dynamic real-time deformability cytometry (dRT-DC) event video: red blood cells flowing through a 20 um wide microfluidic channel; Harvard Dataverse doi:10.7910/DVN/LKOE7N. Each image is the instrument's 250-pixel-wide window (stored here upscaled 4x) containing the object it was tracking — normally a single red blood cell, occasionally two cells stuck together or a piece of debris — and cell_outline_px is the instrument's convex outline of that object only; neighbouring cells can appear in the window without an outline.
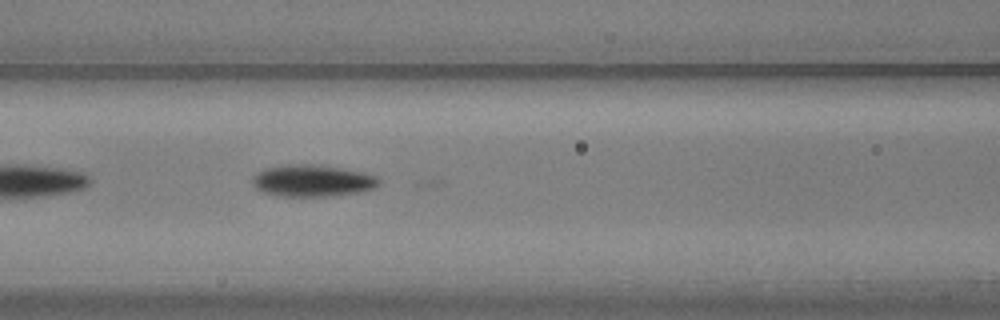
{"species": "common noctule bat (a hibernating species)", "species_latin": "Nyctalus noctula", "temperature_condition": "warm", "stored_images_in_passage": 36, "camera_frame_rate_fps": 3000, "um_per_image_px": 0.085, "animal": {"sex": "male", "body_mass_g": 20.5, "forearm_length_mm": 52.5}, "frame": {"image": 1, "passage_image": 22, "time_ms": 7.0, "image_size_px": [1000, 320], "cell_outline_px": [[380, 184], [376, 188], [360, 192], [332, 196], [284, 196], [264, 192], [256, 188], [252, 184], [252, 176], [256, 172], [264, 168], [288, 164], [316, 164], [364, 172], [380, 176]], "centroid_in_image_um": [26.59, 15.35], "position_along_channel_um": 140.0, "area_um2": 23.76}}
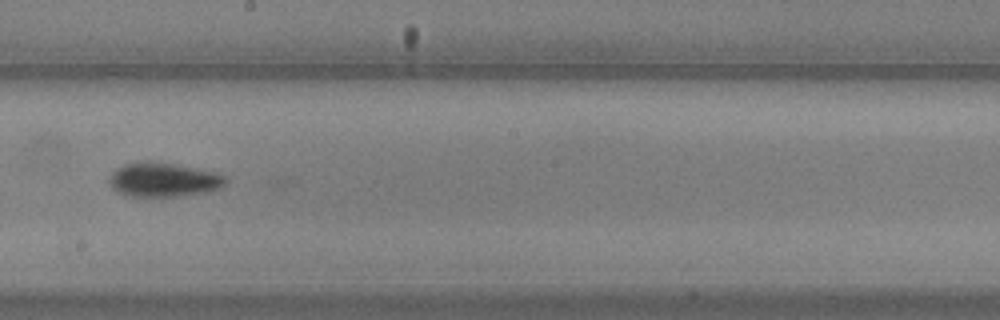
{"frame": {"image": 2, "passage_image": 29, "time_ms": 9.333, "image_size_px": [1000, 320], "cell_outline_px": [[228, 180], [220, 188], [208, 192], [176, 196], [132, 196], [120, 192], [112, 188], [108, 180], [108, 176], [116, 168], [124, 164], [144, 160], [148, 160], [176, 164], [216, 172], [228, 176]], "centroid_in_image_um": [13.91, 15.25], "position_along_channel_um": 234.3, "area_um2": 23.41}}
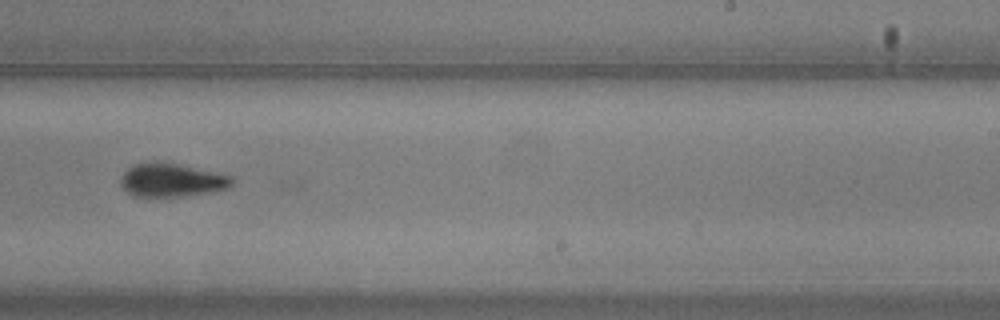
{"frame": {"image": 3, "passage_image": 32, "time_ms": 10.333, "image_size_px": [1000, 320], "cell_outline_px": [[236, 180], [228, 188], [208, 192], [184, 196], [132, 196], [120, 184], [120, 176], [132, 164], [148, 160], [156, 160], [180, 164], [232, 176]], "centroid_in_image_um": [14.55, 15.27], "position_along_channel_um": 274.4, "area_um2": 22.02}}